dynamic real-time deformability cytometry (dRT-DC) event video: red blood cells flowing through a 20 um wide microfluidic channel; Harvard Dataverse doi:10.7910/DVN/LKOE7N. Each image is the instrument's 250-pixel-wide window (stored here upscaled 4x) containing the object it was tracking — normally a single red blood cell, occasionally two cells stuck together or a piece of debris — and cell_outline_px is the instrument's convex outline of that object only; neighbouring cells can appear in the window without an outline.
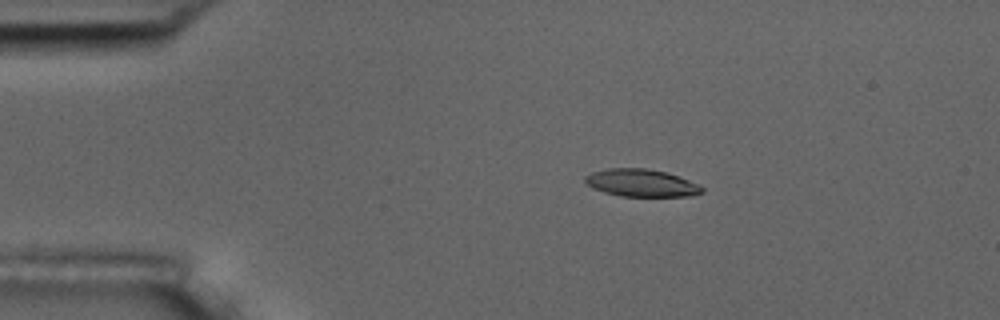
{"species": "common noctule bat (a hibernating species)", "species_latin": "Nyctalus noctula", "temperature_condition": "room temperature", "stored_images_in_passage": 8, "camera_frame_rate_fps": 3000, "um_per_image_px": 0.085, "animal": {"sex": "male", "body_mass_g": 17.5, "forearm_length_mm": 52.3}, "frame": {"image": 1, "passage_image": 3, "time_ms": 2.333, "image_size_px": [1000, 320], "cell_outline_px": [[704, 192], [692, 196], [620, 196], [604, 192], [588, 184], [584, 180], [584, 176], [592, 172], [608, 168], [648, 168], [664, 172], [688, 180], [704, 188]], "centroid_in_image_um": [54.51, 15.55], "position_along_channel_um": 30.5, "area_um2": 18.5}}
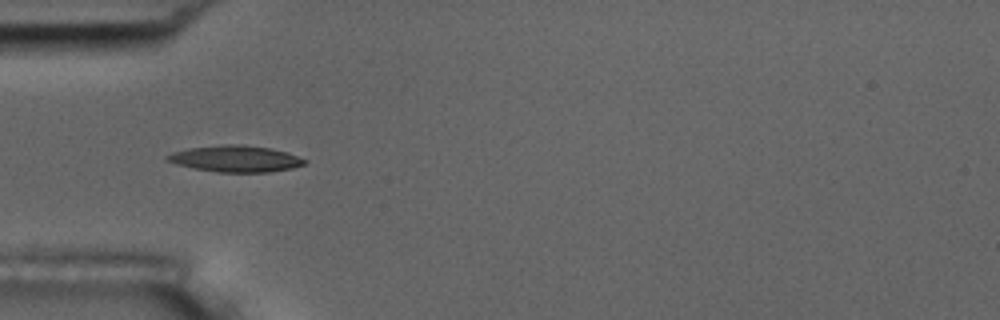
{"frame": {"image": 2, "passage_image": 5, "time_ms": 4.667, "image_size_px": [1000, 320], "cell_outline_px": [[308, 160], [304, 164], [292, 168], [268, 172], [216, 172], [192, 168], [176, 164], [164, 160], [164, 156], [172, 152], [188, 148], [224, 144], [244, 144], [268, 148], [288, 152]], "centroid_in_image_um": [19.98, 13.49], "position_along_channel_um": 65.0, "area_um2": 21.33}}
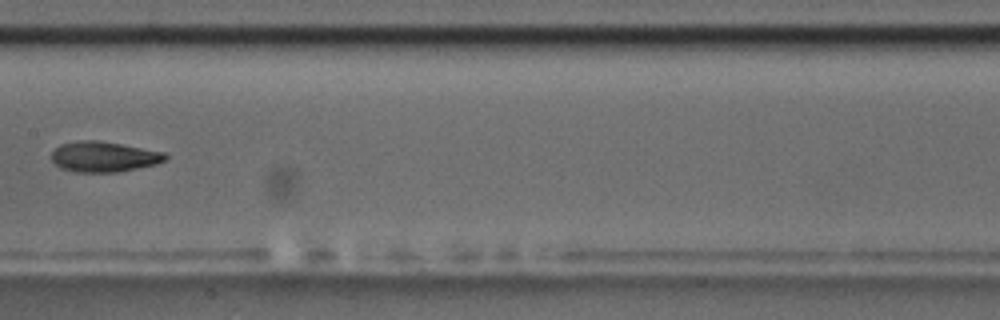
{"frame": {"image": 3, "passage_image": 8, "time_ms": 8.333, "image_size_px": [1000, 320], "cell_outline_px": [[168, 156], [164, 160], [156, 164], [120, 172], [76, 172], [60, 168], [52, 160], [52, 152], [60, 144], [84, 140], [96, 140], [120, 144], [164, 152]], "centroid_in_image_um": [8.82, 13.33], "position_along_channel_um": 198.6, "area_um2": 20.0}}